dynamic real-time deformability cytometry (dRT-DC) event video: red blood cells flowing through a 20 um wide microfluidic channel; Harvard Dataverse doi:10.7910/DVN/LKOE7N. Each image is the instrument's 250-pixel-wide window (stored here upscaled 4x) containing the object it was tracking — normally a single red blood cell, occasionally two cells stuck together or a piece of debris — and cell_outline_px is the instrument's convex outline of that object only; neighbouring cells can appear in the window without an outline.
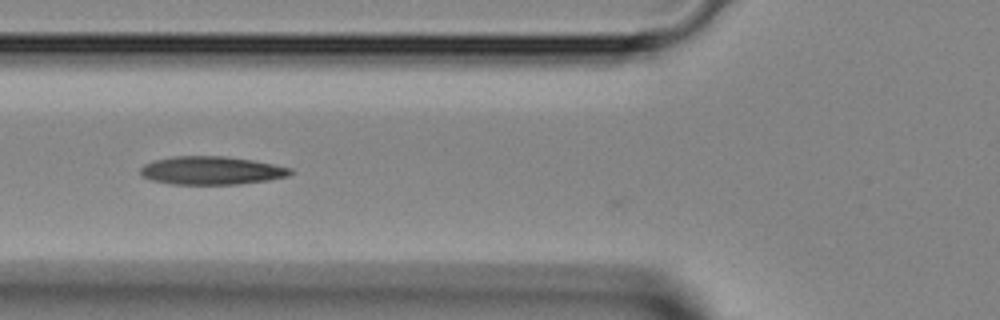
{"species": "Egyptian fruit bat (a non-hibernating species)", "species_latin": "Rousettus aegyptiacus", "temperature_condition": "room temperature", "stored_images_in_passage": 7, "camera_frame_rate_fps": 3000, "um_per_image_px": 0.085, "animal": {"sex": "female"}, "frame": {"image": 1, "passage_image": 6, "time_ms": 1.667, "image_size_px": [1000, 320], "cell_outline_px": [[292, 172], [288, 176], [268, 180], [240, 184], [172, 184], [152, 180], [144, 176], [140, 172], [140, 168], [144, 164], [156, 160], [172, 156], [224, 156], [252, 160], [292, 168]], "centroid_in_image_um": [17.98, 14.49], "position_along_channel_um": 107.8, "area_um2": 24.51}}